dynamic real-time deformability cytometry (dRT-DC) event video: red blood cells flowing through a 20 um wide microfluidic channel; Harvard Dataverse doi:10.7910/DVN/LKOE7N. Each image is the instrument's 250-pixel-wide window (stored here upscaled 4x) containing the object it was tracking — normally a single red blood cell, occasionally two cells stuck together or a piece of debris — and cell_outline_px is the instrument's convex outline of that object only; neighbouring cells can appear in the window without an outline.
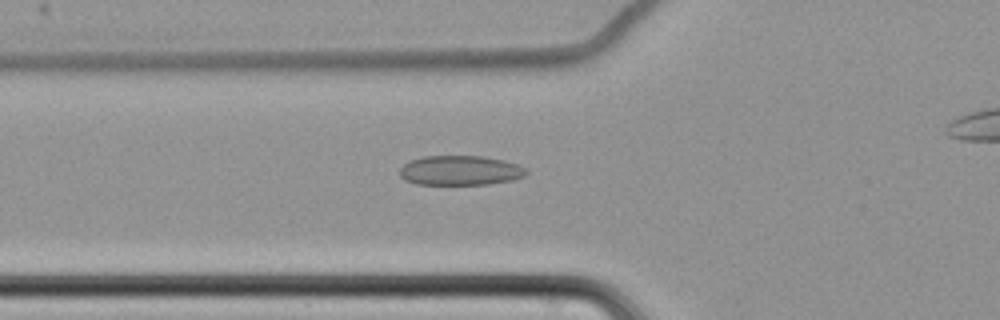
{"species": "common noctule bat (a hibernating species)", "species_latin": "Nyctalus noctula", "temperature_condition": "cold", "stored_images_in_passage": 56, "camera_frame_rate_fps": 3000, "um_per_image_px": 0.085, "animal": {"sex": "female", "body_mass_g": 22.7, "forearm_length_mm": 54.2}, "frame": {"image": 1, "passage_image": 25, "time_ms": 8.0, "image_size_px": [1000, 320], "cell_outline_px": [[528, 172], [524, 176], [512, 180], [488, 184], [416, 184], [404, 180], [400, 176], [400, 168], [408, 160], [424, 156], [484, 156], [504, 160], [528, 168]], "centroid_in_image_um": [39.11, 14.48], "position_along_channel_um": 86.7, "area_um2": 22.02}}
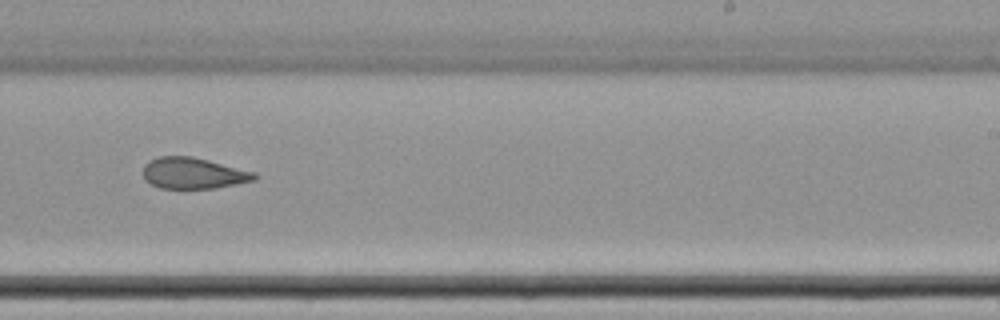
{"frame": {"image": 2, "passage_image": 41, "time_ms": 13.333, "image_size_px": [1000, 320], "cell_outline_px": [[260, 176], [256, 180], [216, 188], [160, 188], [144, 180], [144, 164], [148, 160], [160, 156], [192, 156], [256, 172]], "centroid_in_image_um": [16.46, 14.72], "position_along_channel_um": 272.5, "area_um2": 20.35}}
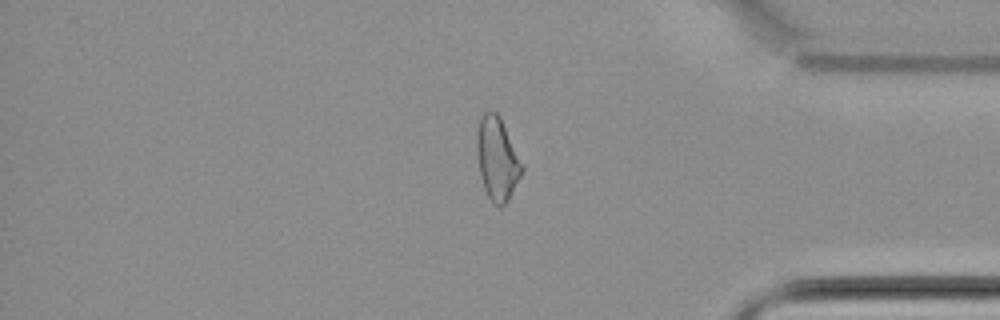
{"frame": {"image": 3, "passage_image": 53, "time_ms": 17.333, "image_size_px": [1000, 320], "cell_outline_px": [[524, 168], [508, 200], [500, 208], [492, 204], [484, 188], [480, 176], [476, 148], [476, 128], [480, 116], [484, 112], [496, 112], [500, 116], [524, 164]], "centroid_in_image_um": [42.25, 13.48], "position_along_channel_um": 393.0, "area_um2": 22.14}}